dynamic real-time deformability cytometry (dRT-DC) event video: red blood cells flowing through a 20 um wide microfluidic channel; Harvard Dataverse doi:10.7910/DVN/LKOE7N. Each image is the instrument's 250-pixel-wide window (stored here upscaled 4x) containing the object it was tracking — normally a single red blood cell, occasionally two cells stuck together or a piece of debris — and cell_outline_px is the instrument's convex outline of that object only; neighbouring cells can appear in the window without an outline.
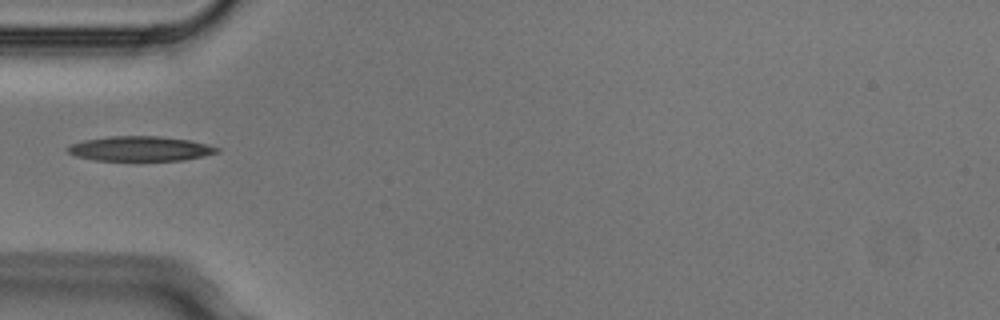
{"species": "Egyptian fruit bat (a non-hibernating species)", "species_latin": "Rousettus aegyptiacus", "temperature_condition": "cold", "stored_images_in_passage": 4, "camera_frame_rate_fps": 3000, "um_per_image_px": 0.085, "animal": {"sex": "male"}, "frame": {"image": 1, "passage_image": 3, "time_ms": 0.667, "image_size_px": [1000, 320], "cell_outline_px": [[220, 152], [204, 156], [184, 160], [96, 160], [76, 156], [68, 152], [64, 148], [68, 144], [84, 140], [108, 136], [160, 136], [188, 140], [220, 148]], "centroid_in_image_um": [11.87, 12.63], "position_along_channel_um": 73.1, "area_um2": 21.56}}
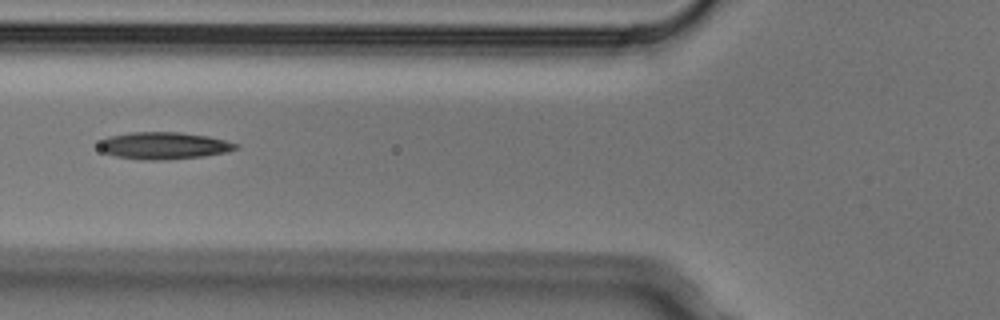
{"frame": {"image": 2, "passage_image": 4, "time_ms": 1.0, "image_size_px": [1000, 320], "cell_outline_px": [[240, 148], [228, 152], [204, 156], [160, 160], [144, 160], [116, 156], [104, 152], [96, 144], [100, 140], [108, 136], [128, 132], [180, 132], [208, 136], [240, 144]], "centroid_in_image_um": [13.93, 12.37], "position_along_channel_um": 111.9, "area_um2": 21.79}}